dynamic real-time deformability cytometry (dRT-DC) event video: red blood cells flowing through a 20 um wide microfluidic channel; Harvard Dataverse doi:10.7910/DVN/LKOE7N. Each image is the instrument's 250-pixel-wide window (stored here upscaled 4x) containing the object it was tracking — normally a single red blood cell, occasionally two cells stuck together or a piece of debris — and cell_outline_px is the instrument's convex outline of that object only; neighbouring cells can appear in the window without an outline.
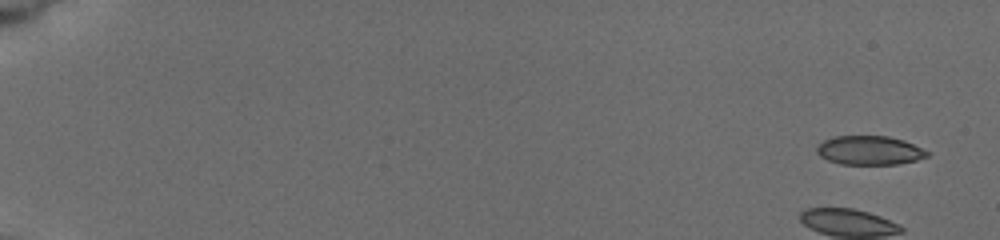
{"species": "common noctule bat (a hibernating species)", "species_latin": "Nyctalus noctula", "temperature_condition": "cold", "stored_images_in_passage": 9, "camera_frame_rate_fps": 3000, "um_per_image_px": 0.085, "animal": {"sex": "female", "body_mass_g": 19.5, "forearm_length_mm": 54.1}, "frame": {"image": 1, "passage_image": 1, "time_ms": 0.0, "image_size_px": [1000, 240], "cell_outline_px": [[932, 152], [928, 156], [916, 160], [896, 164], [840, 164], [828, 160], [820, 156], [816, 152], [816, 148], [824, 140], [832, 136], [888, 136], [904, 140]], "centroid_in_image_um": [73.93, 12.77], "position_along_channel_um": 11.1, "area_um2": 18.73}}